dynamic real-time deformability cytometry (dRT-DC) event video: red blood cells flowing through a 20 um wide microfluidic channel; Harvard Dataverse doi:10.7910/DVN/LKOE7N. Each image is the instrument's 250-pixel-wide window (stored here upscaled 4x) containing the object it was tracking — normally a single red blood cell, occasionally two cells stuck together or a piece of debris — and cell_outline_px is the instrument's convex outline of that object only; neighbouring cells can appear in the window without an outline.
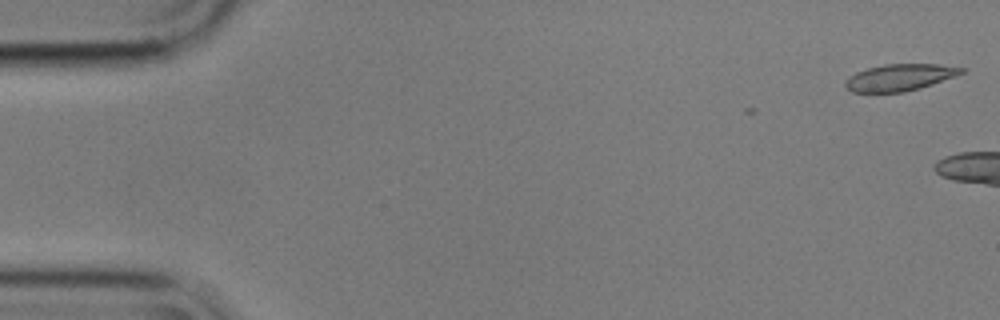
{"species": "common noctule bat (a hibernating species)", "species_latin": "Nyctalus noctula", "temperature_condition": "cold", "stored_images_in_passage": 4, "camera_frame_rate_fps": 3000, "um_per_image_px": 0.085, "animal": {"sex": "male", "body_mass_g": 17.9}, "frame": {"image": 1, "passage_image": 1, "time_ms": 0.0, "image_size_px": [1000, 320], "cell_outline_px": [[964, 72], [956, 76], [920, 88], [904, 92], [852, 92], [844, 84], [844, 80], [848, 76], [856, 72], [868, 68], [884, 64], [940, 64], [964, 68]], "centroid_in_image_um": [76.46, 6.58], "position_along_channel_um": 8.5, "area_um2": 18.09}}